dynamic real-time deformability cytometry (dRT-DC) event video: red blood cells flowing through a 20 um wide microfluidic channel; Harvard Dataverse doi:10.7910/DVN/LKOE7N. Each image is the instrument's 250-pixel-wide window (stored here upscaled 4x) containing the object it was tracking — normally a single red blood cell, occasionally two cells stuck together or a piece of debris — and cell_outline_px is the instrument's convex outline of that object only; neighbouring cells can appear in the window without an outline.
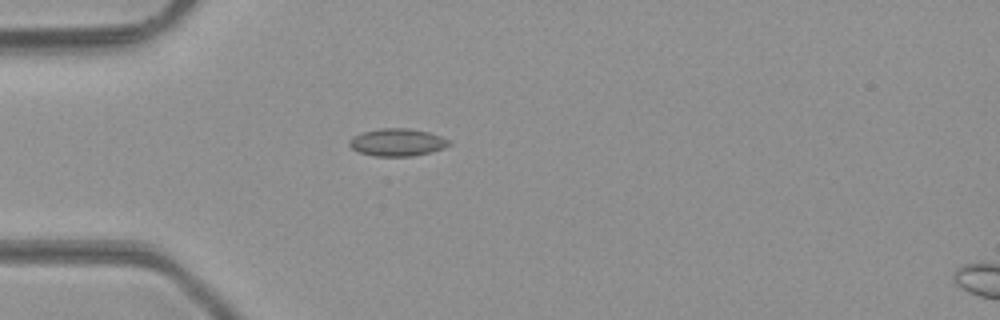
{"species": "common noctule bat (a hibernating species)", "species_latin": "Nyctalus noctula", "temperature_condition": "room temperature", "stored_images_in_passage": 35, "camera_frame_rate_fps": 3000, "um_per_image_px": 0.085, "animal": {"sex": "male", "body_mass_g": 23.1, "forearm_length_mm": 52.7}, "frame": {"image": 1, "passage_image": 1, "time_ms": 0.0, "image_size_px": [1000, 320], "cell_outline_px": [[452, 144], [444, 148], [432, 152], [412, 156], [376, 156], [360, 152], [352, 148], [348, 144], [348, 140], [352, 136], [364, 132], [380, 128], [408, 128], [428, 132], [452, 140]], "centroid_in_image_um": [33.8, 12.09], "position_along_channel_um": 51.2, "area_um2": 16.07}}
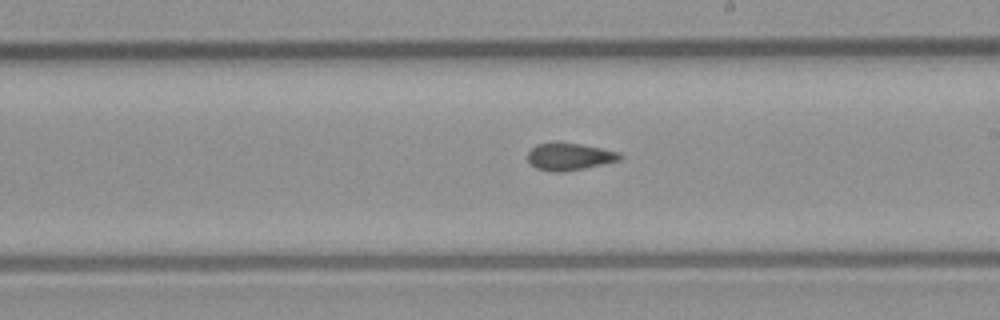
{"frame": {"image": 2, "passage_image": 15, "time_ms": 4.667, "image_size_px": [1000, 320], "cell_outline_px": [[620, 160], [584, 168], [564, 172], [552, 172], [536, 168], [528, 160], [528, 152], [536, 144], [556, 140], [580, 144], [620, 152]], "centroid_in_image_um": [48.35, 13.29], "position_along_channel_um": 240.6, "area_um2": 14.8}}
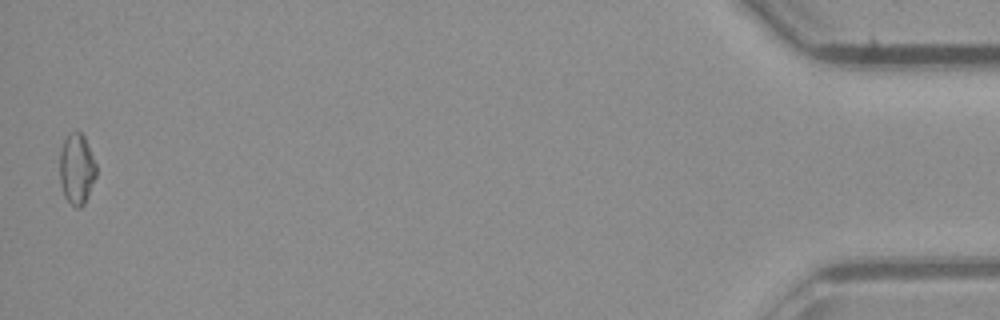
{"frame": {"image": 3, "passage_image": 35, "time_ms": 11.333, "image_size_px": [1000, 320], "cell_outline_px": [[96, 176], [88, 196], [84, 204], [80, 208], [76, 208], [64, 196], [60, 180], [60, 152], [64, 140], [68, 132], [80, 132], [84, 136], [96, 164]], "centroid_in_image_um": [6.52, 14.36], "position_along_channel_um": 428.7, "area_um2": 14.97}, "authors_computed_cell_mechanics": {"area_um2": 14.7968, "velocity_mm_per_s": 4.2774, "shape_relaxation_time_tau1_ms": null, "shape_relaxation_time_tau2_ms": 1.9916, "deformation_change_tau1": null, "deformation_change_tau2": 0.0646}}